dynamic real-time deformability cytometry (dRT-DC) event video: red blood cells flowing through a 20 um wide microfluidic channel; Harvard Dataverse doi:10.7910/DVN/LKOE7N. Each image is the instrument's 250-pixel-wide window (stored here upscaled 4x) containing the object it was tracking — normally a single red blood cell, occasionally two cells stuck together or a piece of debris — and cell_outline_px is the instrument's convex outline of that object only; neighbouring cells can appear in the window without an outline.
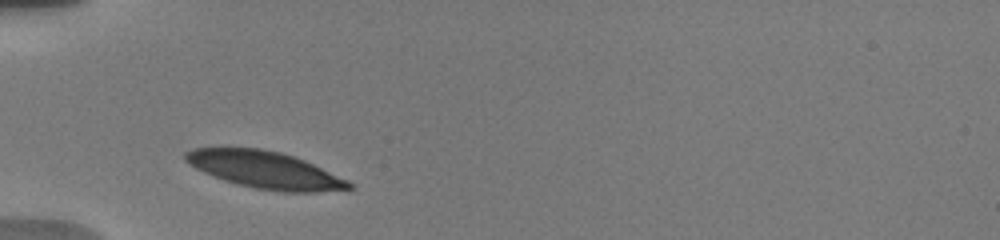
{"species": "human", "species_latin": "Homo sapiens", "temperature_condition": "warm", "stored_images_in_passage": 11, "camera_frame_rate_fps": 3000, "um_per_image_px": 0.085, "donor": {"sex": "male"}, "frame": {"image": 1, "passage_image": 1, "time_ms": 0.0, "image_size_px": [1000, 240], "cell_outline_px": [[352, 188], [316, 192], [280, 192], [256, 188], [224, 180], [212, 176], [188, 164], [184, 160], [184, 152], [192, 148], [260, 148], [280, 152], [304, 160], [348, 180], [352, 184]], "centroid_in_image_um": [22.49, 14.43], "position_along_channel_um": 62.5, "area_um2": 35.03}}
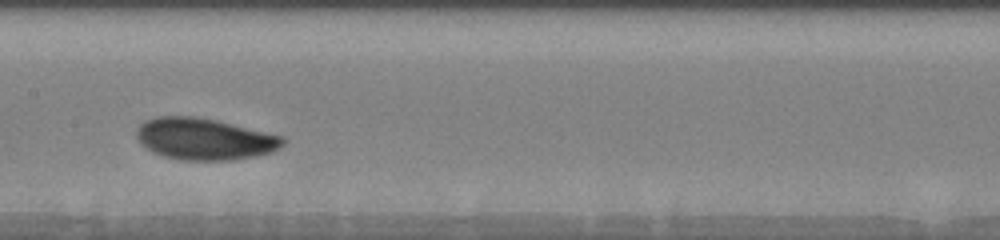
{"frame": {"image": 2, "passage_image": 5, "time_ms": 3.667, "image_size_px": [1000, 240], "cell_outline_px": [[284, 144], [280, 148], [272, 152], [256, 156], [232, 160], [184, 160], [164, 156], [152, 152], [144, 148], [140, 144], [136, 136], [136, 132], [140, 124], [144, 120], [156, 116], [192, 116], [212, 120], [284, 136]], "centroid_in_image_um": [17.34, 11.82], "position_along_channel_um": 190.1, "area_um2": 35.43}}
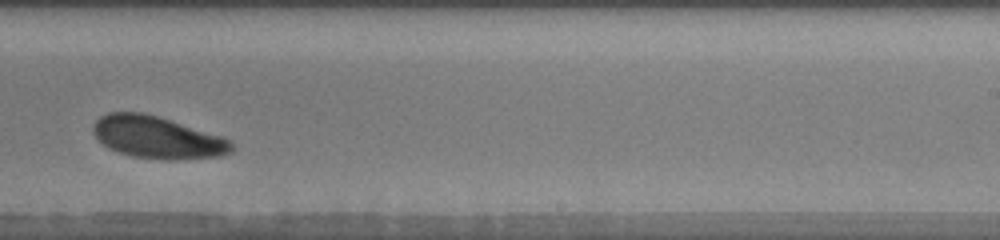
{"frame": {"image": 3, "passage_image": 7, "time_ms": 6.0, "image_size_px": [1000, 240], "cell_outline_px": [[232, 152], [220, 156], [172, 160], [164, 160], [132, 156], [108, 148], [92, 132], [92, 124], [100, 116], [108, 112], [144, 112], [224, 136], [232, 140]], "centroid_in_image_um": [13.39, 11.67], "position_along_channel_um": 275.6, "area_um2": 34.16}, "authors_computed_cell_mechanics": {"area_um2": 34.9112, "velocity_mm_per_s": 3.6871, "shape_relaxation_time_tau1_ms": 1.3549, "shape_relaxation_time_tau2_ms": null, "deformation_change_tau1": 0.0894, "deformation_change_tau2": null}}